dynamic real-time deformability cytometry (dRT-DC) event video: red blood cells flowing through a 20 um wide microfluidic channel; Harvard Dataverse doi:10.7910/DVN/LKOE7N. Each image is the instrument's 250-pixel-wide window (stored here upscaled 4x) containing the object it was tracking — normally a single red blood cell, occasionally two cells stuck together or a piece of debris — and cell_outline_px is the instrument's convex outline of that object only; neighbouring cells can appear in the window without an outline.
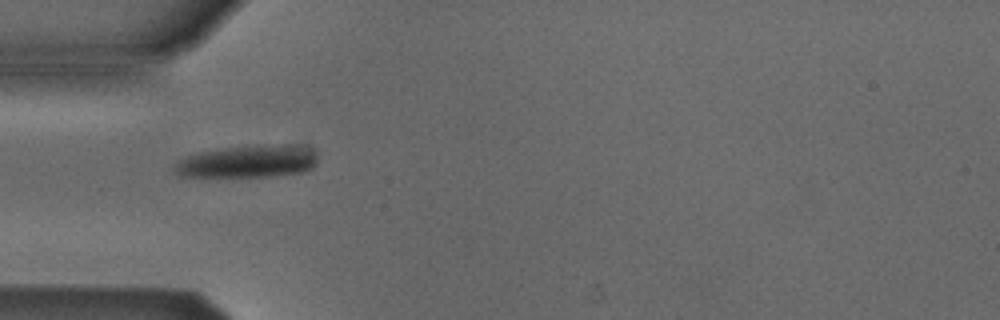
{"species": "Egyptian fruit bat (a non-hibernating species)", "species_latin": "Rousettus aegyptiacus", "temperature_condition": "cold", "stored_images_in_passage": 3, "camera_frame_rate_fps": 3000, "um_per_image_px": 0.085, "animal": {"sex": "male"}, "frame": {"image": 1, "passage_image": 1, "time_ms": 0.0, "image_size_px": [1000, 320], "cell_outline_px": [[316, 164], [312, 168], [300, 172], [268, 176], [180, 176], [172, 168], [180, 160], [188, 156], [200, 152], [224, 148], [288, 144], [300, 144], [312, 148], [316, 152]], "centroid_in_image_um": [21.13, 13.71], "position_along_channel_um": 63.9, "area_um2": 26.65}}
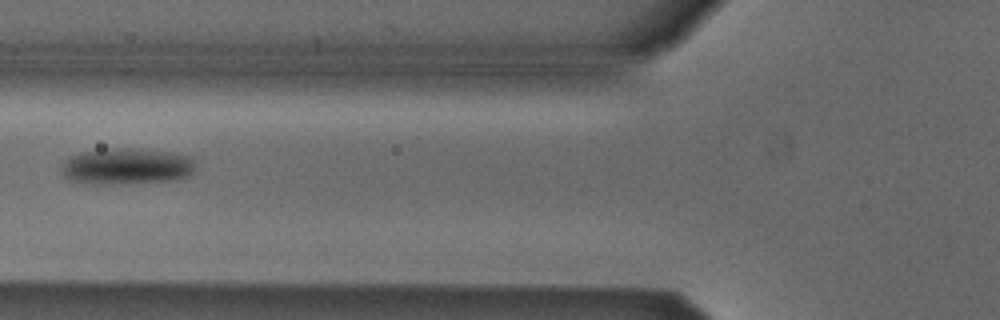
{"frame": {"image": 2, "passage_image": 2, "time_ms": 0.333, "image_size_px": [1000, 320], "cell_outline_px": [[192, 172], [188, 176], [172, 180], [88, 184], [72, 180], [64, 176], [60, 172], [60, 168], [64, 160], [68, 156], [80, 152], [116, 148], [132, 148], [172, 152], [192, 156]], "centroid_in_image_um": [10.7, 14.11], "position_along_channel_um": 115.1, "area_um2": 28.03}}
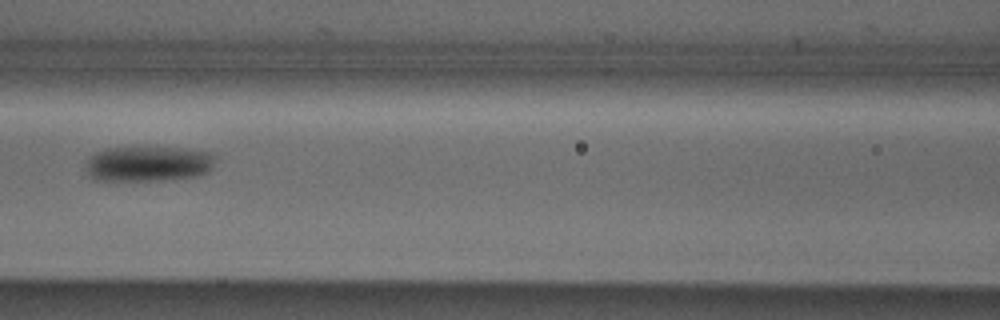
{"frame": {"image": 3, "passage_image": 3, "time_ms": 0.667, "image_size_px": [1000, 320], "cell_outline_px": [[212, 164], [208, 172], [196, 176], [164, 180], [96, 180], [88, 176], [84, 164], [88, 156], [104, 148], [180, 148], [208, 152], [212, 156]], "centroid_in_image_um": [12.49, 13.93], "position_along_channel_um": 154.1, "area_um2": 26.47}}